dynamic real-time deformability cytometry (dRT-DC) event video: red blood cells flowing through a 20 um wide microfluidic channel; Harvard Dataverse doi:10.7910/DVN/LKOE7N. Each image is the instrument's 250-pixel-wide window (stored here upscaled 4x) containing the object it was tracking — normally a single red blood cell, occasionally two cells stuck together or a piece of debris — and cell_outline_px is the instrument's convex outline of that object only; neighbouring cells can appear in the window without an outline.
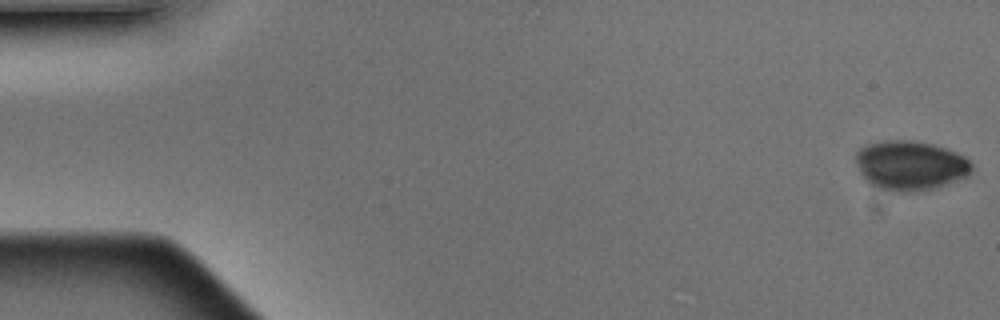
{"species": "Egyptian fruit bat (a non-hibernating species)", "species_latin": "Rousettus aegyptiacus", "temperature_condition": "warm", "stored_images_in_passage": 2, "camera_frame_rate_fps": 3000, "um_per_image_px": 0.085, "animal": {"sex": "male"}, "frame": {"image": 1, "passage_image": 2, "time_ms": 0.333, "image_size_px": [1000, 320], "cell_outline_px": [[972, 172], [968, 176], [932, 188], [904, 192], [900, 192], [880, 188], [872, 184], [860, 172], [856, 160], [856, 152], [864, 144], [888, 140], [908, 140], [932, 144], [956, 152], [964, 156], [972, 164]], "centroid_in_image_um": [77.38, 14.04], "position_along_channel_um": 7.6, "area_um2": 32.95}}